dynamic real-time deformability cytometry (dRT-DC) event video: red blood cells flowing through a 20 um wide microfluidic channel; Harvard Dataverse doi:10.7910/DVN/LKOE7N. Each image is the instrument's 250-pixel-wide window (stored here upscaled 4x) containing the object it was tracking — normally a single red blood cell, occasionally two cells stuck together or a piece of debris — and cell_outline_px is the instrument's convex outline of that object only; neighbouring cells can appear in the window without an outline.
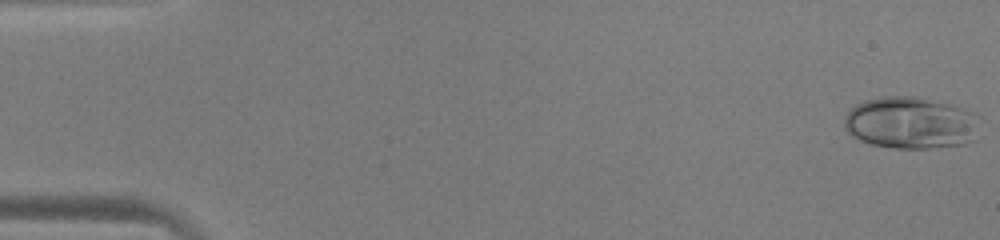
{"species": "human", "species_latin": "Homo sapiens", "temperature_condition": "warm", "stored_images_in_passage": 14, "camera_frame_rate_fps": 3000, "um_per_image_px": 0.085, "donor": {"sex": "male"}, "frame": {"image": 1, "passage_image": 1, "time_ms": 0.0, "image_size_px": [1000, 240], "cell_outline_px": [[980, 116], [976, 140], [964, 144], [928, 148], [892, 148], [872, 144], [860, 140], [852, 136], [844, 128], [844, 116], [848, 108], [864, 100], [884, 96], [912, 96], [948, 104], [964, 108]], "centroid_in_image_um": [77.4, 10.44], "position_along_channel_um": 7.6, "area_um2": 41.44}}